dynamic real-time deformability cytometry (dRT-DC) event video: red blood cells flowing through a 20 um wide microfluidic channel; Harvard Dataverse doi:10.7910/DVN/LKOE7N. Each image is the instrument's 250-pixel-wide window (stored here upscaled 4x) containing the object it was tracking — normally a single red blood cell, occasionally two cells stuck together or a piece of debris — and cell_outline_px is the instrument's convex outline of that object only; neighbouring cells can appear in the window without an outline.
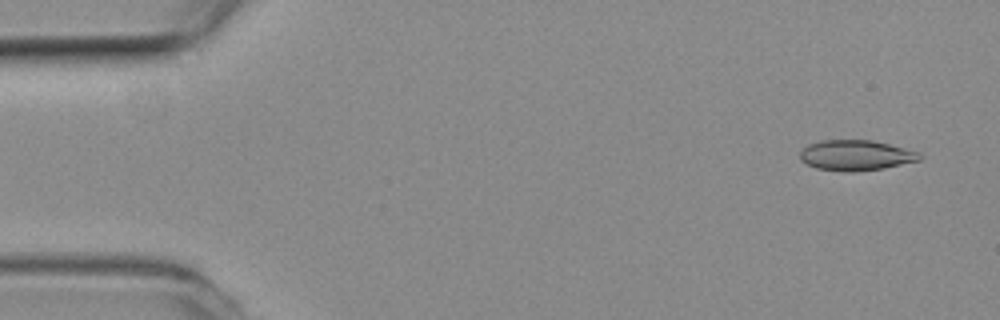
{"species": "common noctule bat (a hibernating species)", "species_latin": "Nyctalus noctula", "temperature_condition": "room temperature", "stored_images_in_passage": 55, "camera_frame_rate_fps": 3000, "um_per_image_px": 0.085, "animal": {"sex": "female", "body_mass_g": 19.3, "forearm_length_mm": 54.1}, "frame": {"image": 1, "passage_image": 3, "time_ms": 0.667, "image_size_px": [1000, 320], "cell_outline_px": [[920, 160], [884, 168], [856, 172], [844, 172], [816, 168], [800, 160], [800, 152], [808, 144], [820, 140], [872, 140], [920, 152]], "centroid_in_image_um": [72.73, 13.2], "position_along_channel_um": 12.3, "area_um2": 21.21}}
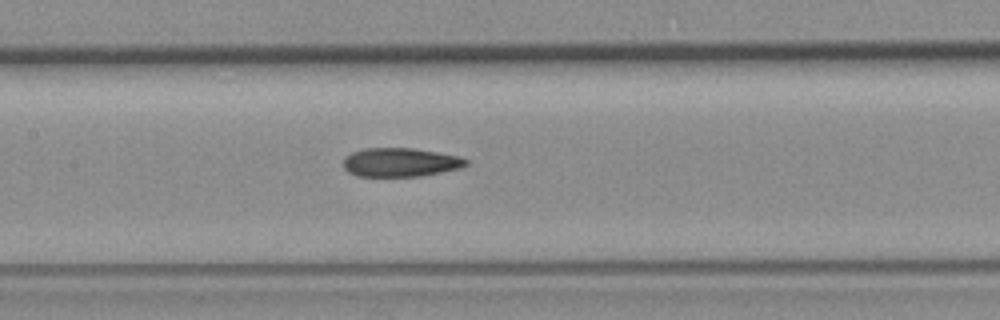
{"frame": {"image": 2, "passage_image": 26, "time_ms": 8.333, "image_size_px": [1000, 320], "cell_outline_px": [[468, 164], [460, 168], [420, 176], [356, 176], [348, 172], [344, 168], [344, 156], [352, 152], [364, 148], [412, 148], [460, 156], [468, 160]], "centroid_in_image_um": [34.01, 13.79], "position_along_channel_um": 173.4, "area_um2": 20.58}}
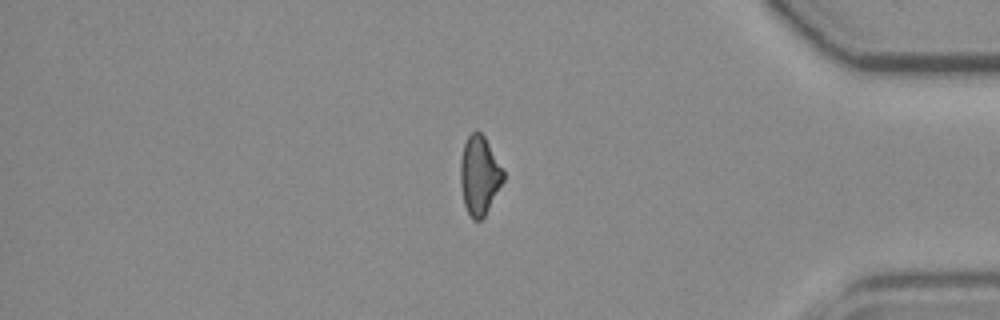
{"frame": {"image": 3, "passage_image": 47, "time_ms": 15.333, "image_size_px": [1000, 320], "cell_outline_px": [[504, 180], [484, 216], [480, 220], [472, 220], [464, 204], [460, 184], [460, 160], [464, 144], [468, 136], [476, 128], [484, 136], [504, 168]], "centroid_in_image_um": [40.75, 14.87], "position_along_channel_um": 394.5, "area_um2": 19.83}}